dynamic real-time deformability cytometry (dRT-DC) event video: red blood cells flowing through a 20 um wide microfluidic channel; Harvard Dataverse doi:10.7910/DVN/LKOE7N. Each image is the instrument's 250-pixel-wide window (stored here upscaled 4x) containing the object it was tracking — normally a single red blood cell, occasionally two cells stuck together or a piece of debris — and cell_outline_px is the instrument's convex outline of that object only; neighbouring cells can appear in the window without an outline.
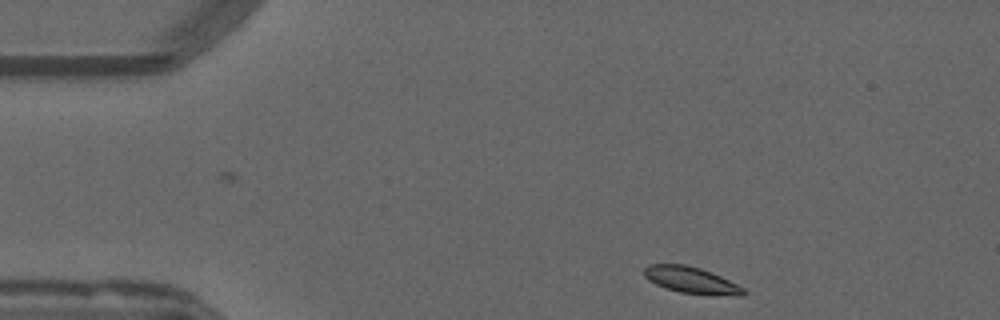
{"species": "common noctule bat (a hibernating species)", "species_latin": "Nyctalus noctula", "temperature_condition": "warm", "stored_images_in_passage": 47, "camera_frame_rate_fps": 3000, "um_per_image_px": 0.085, "animal": {"sex": "male", "forearm_length_mm": 52.5}, "frame": {"image": 1, "passage_image": 1, "time_ms": 0.0, "image_size_px": [1000, 320], "cell_outline_px": [[748, 292], [744, 296], [736, 296], [680, 292], [664, 288], [648, 280], [644, 276], [644, 268], [648, 264], [684, 264], [700, 268], [720, 276], [744, 288]], "centroid_in_image_um": [58.75, 23.81], "position_along_channel_um": 26.3, "area_um2": 15.26}}
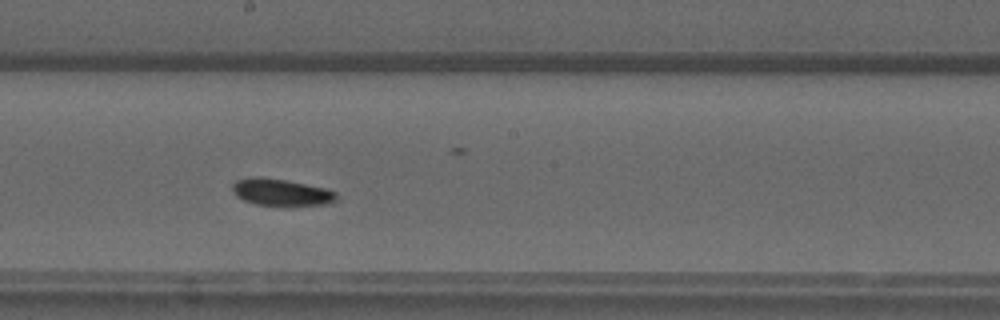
{"frame": {"image": 2, "passage_image": 22, "time_ms": 7.0, "image_size_px": [1000, 320], "cell_outline_px": [[336, 200], [328, 204], [288, 208], [256, 204], [244, 200], [236, 196], [232, 192], [232, 184], [236, 180], [252, 176], [260, 176], [284, 180], [324, 188], [336, 192]], "centroid_in_image_um": [23.88, 16.38], "position_along_channel_um": 224.3, "area_um2": 16.88}}
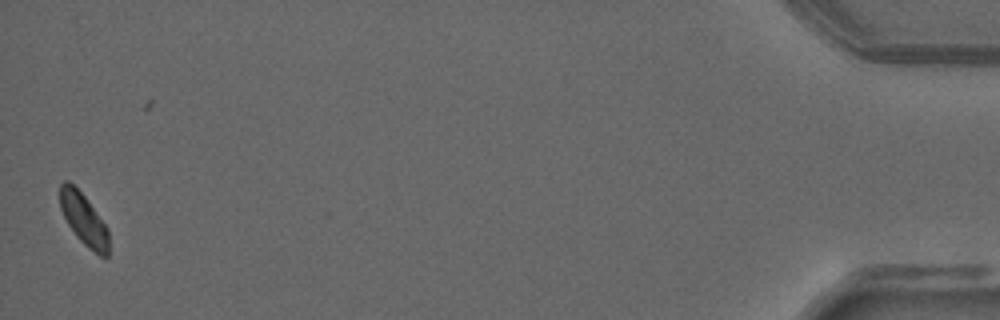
{"frame": {"image": 3, "passage_image": 46, "time_ms": 15.0, "image_size_px": [1000, 320], "cell_outline_px": [[108, 256], [100, 256], [88, 248], [76, 236], [68, 224], [60, 208], [60, 184], [64, 180], [68, 180], [84, 196], [108, 228]], "centroid_in_image_um": [7.11, 18.64], "position_along_channel_um": 428.1, "area_um2": 14.45}, "authors_computed_cell_mechanics": {"area_um2": 15.7794, "velocity_mm_per_s": 3.7699, "shape_relaxation_time_tau1_ms": 3.8386, "shape_relaxation_time_tau2_ms": null, "deformation_change_tau1": 0.0811, "deformation_change_tau2": null}}